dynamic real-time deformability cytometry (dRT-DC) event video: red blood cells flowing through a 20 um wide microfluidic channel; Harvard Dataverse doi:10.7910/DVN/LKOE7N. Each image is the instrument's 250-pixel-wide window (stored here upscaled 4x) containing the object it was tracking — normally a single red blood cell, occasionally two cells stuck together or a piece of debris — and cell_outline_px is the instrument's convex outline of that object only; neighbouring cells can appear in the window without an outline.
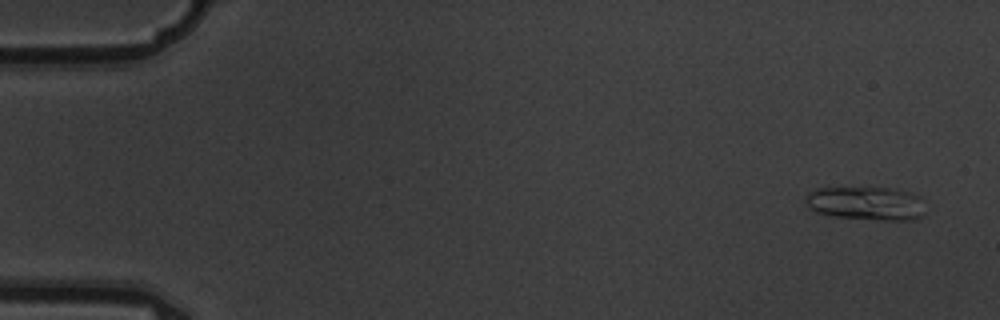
{"species": "common noctule bat (a hibernating species)", "species_latin": "Nyctalus noctula", "temperature_condition": "warm", "stored_images_in_passage": 5, "camera_frame_rate_fps": 3000, "um_per_image_px": 0.085, "animal": {"sex": "male", "body_mass_g": 19.5, "forearm_length_mm": 54.6}, "frame": {"image": 1, "passage_image": 1, "time_ms": 0.0, "image_size_px": [1000, 320], "cell_outline_px": [[924, 216], [916, 220], [880, 220], [836, 216], [816, 212], [804, 200], [804, 196], [808, 192], [816, 188], [888, 188], [912, 192], [920, 196], [924, 212]], "centroid_in_image_um": [73.66, 17.28], "position_along_channel_um": 11.3, "area_um2": 23.47}}
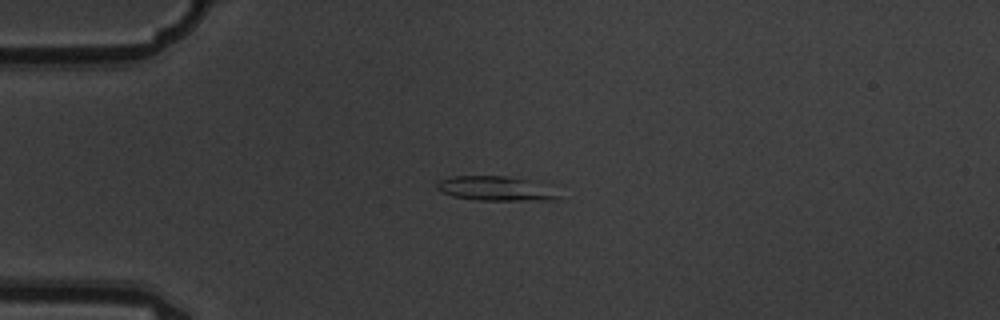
{"frame": {"image": 2, "passage_image": 4, "time_ms": 1.0, "image_size_px": [1000, 320], "cell_outline_px": [[560, 196], [556, 200], [476, 200], [452, 196], [440, 192], [436, 188], [436, 184], [440, 180], [452, 176], [504, 176], [540, 180]], "centroid_in_image_um": [42.16, 16.01], "position_along_channel_um": 42.8, "area_um2": 17.69}}